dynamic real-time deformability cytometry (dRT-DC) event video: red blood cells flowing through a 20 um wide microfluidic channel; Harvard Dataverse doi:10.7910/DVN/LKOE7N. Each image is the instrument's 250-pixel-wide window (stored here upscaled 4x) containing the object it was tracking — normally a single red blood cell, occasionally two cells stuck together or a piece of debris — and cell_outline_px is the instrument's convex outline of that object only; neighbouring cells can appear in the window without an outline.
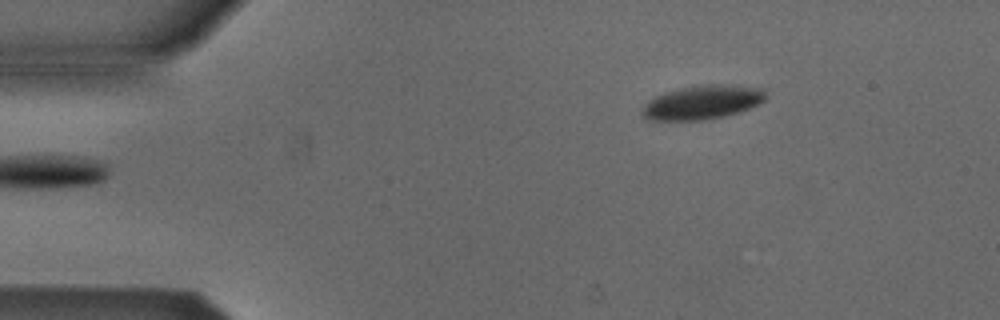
{"species": "Egyptian fruit bat (a non-hibernating species)", "species_latin": "Rousettus aegyptiacus", "temperature_condition": "cold", "stored_images_in_passage": 3, "camera_frame_rate_fps": 3000, "um_per_image_px": 0.085, "animal": {"sex": "male"}, "frame": {"image": 1, "passage_image": 3, "time_ms": 0.667, "image_size_px": [1000, 320], "cell_outline_px": [[764, 100], [748, 108], [736, 112], [704, 120], [648, 120], [640, 112], [644, 104], [648, 100], [664, 92], [680, 88], [700, 84], [720, 84], [760, 88], [764, 92]], "centroid_in_image_um": [59.6, 8.69], "position_along_channel_um": 25.4, "area_um2": 24.04}}